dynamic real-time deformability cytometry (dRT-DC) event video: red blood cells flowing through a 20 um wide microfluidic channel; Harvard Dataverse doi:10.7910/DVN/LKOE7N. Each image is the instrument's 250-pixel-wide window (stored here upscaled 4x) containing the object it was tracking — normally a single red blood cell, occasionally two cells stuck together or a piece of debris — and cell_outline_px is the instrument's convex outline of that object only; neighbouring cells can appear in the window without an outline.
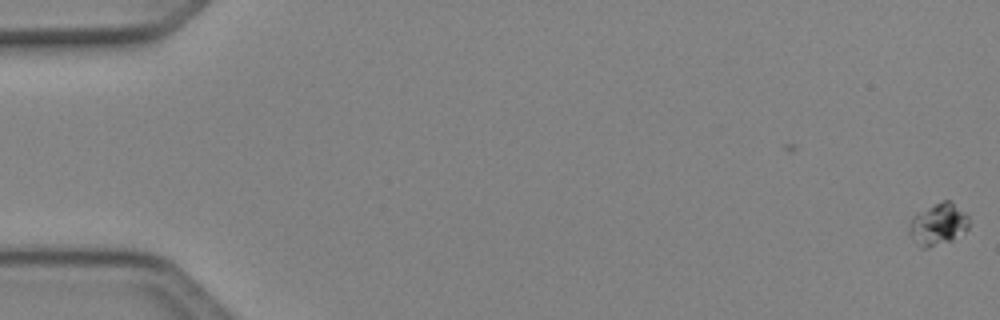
{"species": "Egyptian fruit bat (a non-hibernating species)", "species_latin": "Rousettus aegyptiacus", "temperature_condition": "cold", "stored_images_in_passage": 18, "camera_frame_rate_fps": 3000, "um_per_image_px": 0.085, "animal": {"sex": "female"}, "frame": {"image": 1, "passage_image": 1, "time_ms": 0.0, "image_size_px": [1000, 320], "cell_outline_px": [[968, 228], [964, 232], [952, 240], [928, 248], [920, 248], [908, 232], [908, 224], [912, 216], [916, 212], [944, 200], [948, 200], [964, 212], [968, 216]], "centroid_in_image_um": [79.69, 19.07], "position_along_channel_um": 5.3, "area_um2": 14.57}}
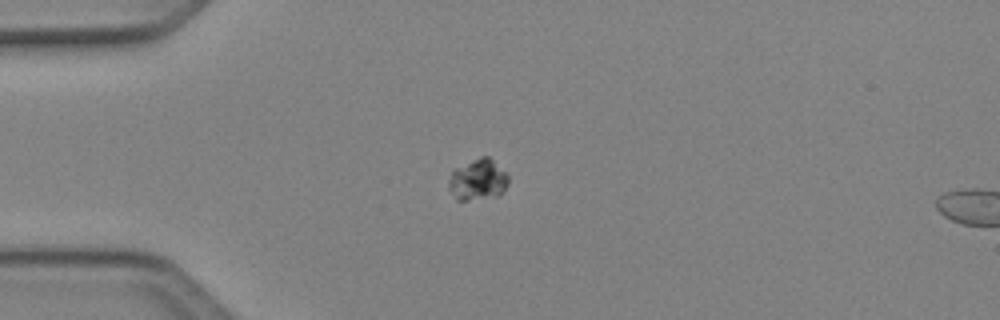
{"frame": {"image": 2, "passage_image": 15, "time_ms": 4.667, "image_size_px": [1000, 320], "cell_outline_px": [[508, 184], [504, 192], [496, 196], [468, 200], [456, 200], [448, 188], [448, 180], [452, 172], [456, 168], [480, 156], [488, 156], [508, 176]], "centroid_in_image_um": [40.6, 15.29], "position_along_channel_um": 44.4, "area_um2": 14.16}}